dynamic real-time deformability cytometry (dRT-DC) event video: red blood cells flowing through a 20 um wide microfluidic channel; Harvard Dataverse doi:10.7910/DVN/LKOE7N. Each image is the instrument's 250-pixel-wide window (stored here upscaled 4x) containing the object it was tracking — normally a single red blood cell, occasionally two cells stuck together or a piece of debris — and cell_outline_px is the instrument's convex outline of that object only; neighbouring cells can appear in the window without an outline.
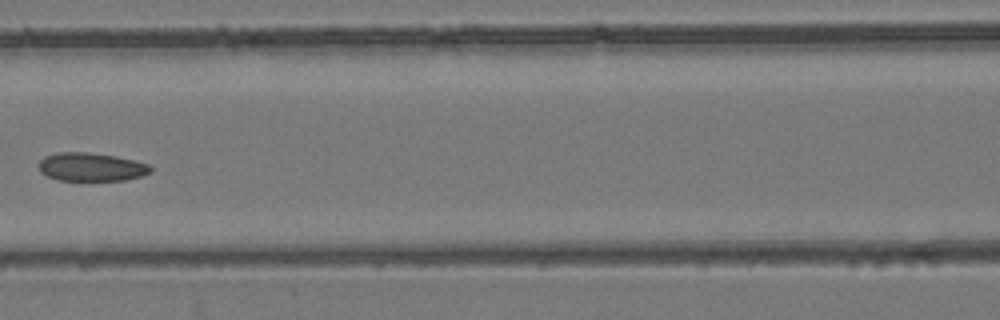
{"species": "common noctule bat (a hibernating species)", "species_latin": "Nyctalus noctula", "temperature_condition": "room temperature", "stored_images_in_passage": 6, "camera_frame_rate_fps": 3000, "um_per_image_px": 0.085, "animal": {"sex": "female", "body_mass_g": 24.6, "forearm_length_mm": 56.2}, "frame": {"image": 1, "passage_image": 5, "time_ms": 1.333, "image_size_px": [1000, 320], "cell_outline_px": [[152, 172], [140, 176], [124, 180], [56, 180], [40, 172], [36, 164], [44, 156], [60, 152], [88, 152], [116, 156], [148, 164], [152, 168]], "centroid_in_image_um": [7.7, 14.19], "position_along_channel_um": 158.9, "area_um2": 18.55}}
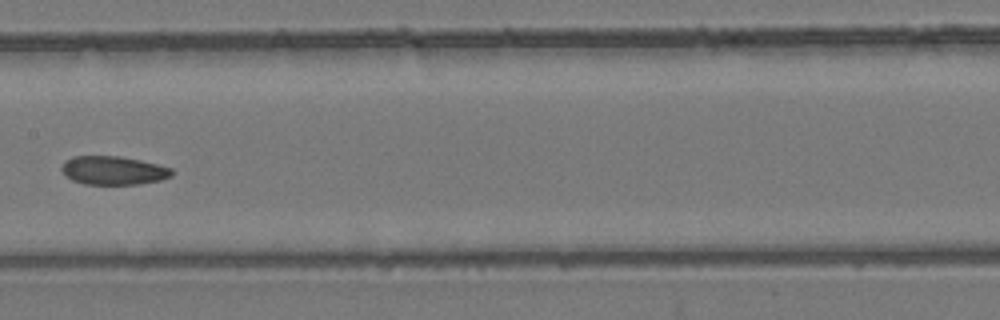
{"frame": {"image": 2, "passage_image": 6, "time_ms": 1.667, "image_size_px": [1000, 320], "cell_outline_px": [[172, 176], [160, 180], [140, 184], [84, 184], [72, 180], [60, 168], [64, 160], [72, 156], [120, 156], [140, 160], [172, 168]], "centroid_in_image_um": [9.62, 14.48], "position_along_channel_um": 197.8, "area_um2": 18.32}}